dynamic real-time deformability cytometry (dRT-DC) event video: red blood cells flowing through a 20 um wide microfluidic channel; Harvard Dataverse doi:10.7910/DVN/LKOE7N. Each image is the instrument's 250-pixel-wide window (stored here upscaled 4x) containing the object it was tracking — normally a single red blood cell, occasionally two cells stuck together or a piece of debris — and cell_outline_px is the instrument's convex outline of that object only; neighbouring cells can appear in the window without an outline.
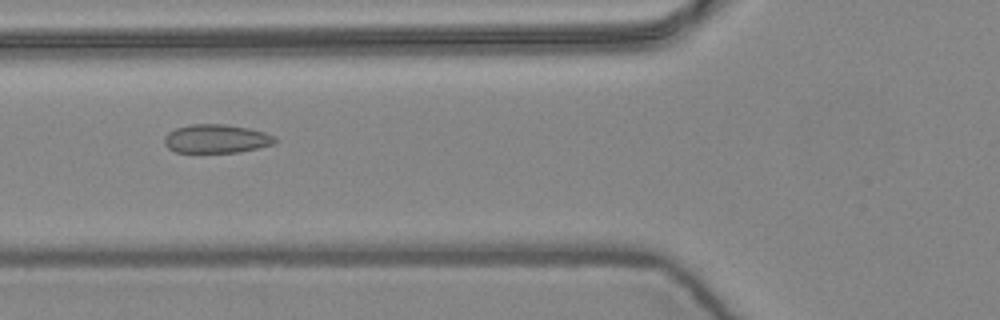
{"species": "common noctule bat (a hibernating species)", "species_latin": "Nyctalus noctula", "temperature_condition": "warm", "stored_images_in_passage": 5, "camera_frame_rate_fps": 3000, "um_per_image_px": 0.085, "animal": {"sex": "female", "body_mass_g": 24.6, "forearm_length_mm": 56.2}, "frame": {"image": 1, "passage_image": 2, "time_ms": 0.333, "image_size_px": [1000, 320], "cell_outline_px": [[280, 140], [276, 144], [240, 152], [176, 152], [168, 148], [164, 144], [164, 136], [168, 132], [176, 128], [192, 124], [224, 124], [248, 128], [264, 132], [276, 136]], "centroid_in_image_um": [18.43, 11.79], "position_along_channel_um": 107.4, "area_um2": 18.67}}
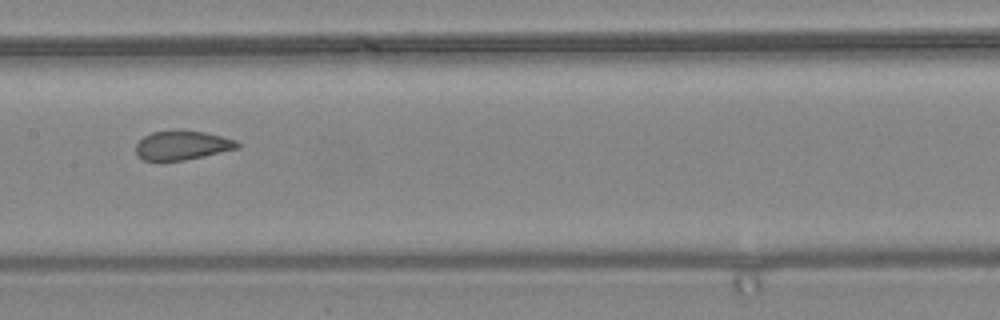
{"frame": {"image": 2, "passage_image": 4, "time_ms": 1.0, "image_size_px": [1000, 320], "cell_outline_px": [[240, 148], [204, 156], [184, 160], [144, 160], [136, 152], [136, 144], [144, 136], [152, 132], [180, 128], [204, 132], [236, 140], [240, 144]], "centroid_in_image_um": [15.51, 12.32], "position_along_channel_um": 191.9, "area_um2": 17.4}}
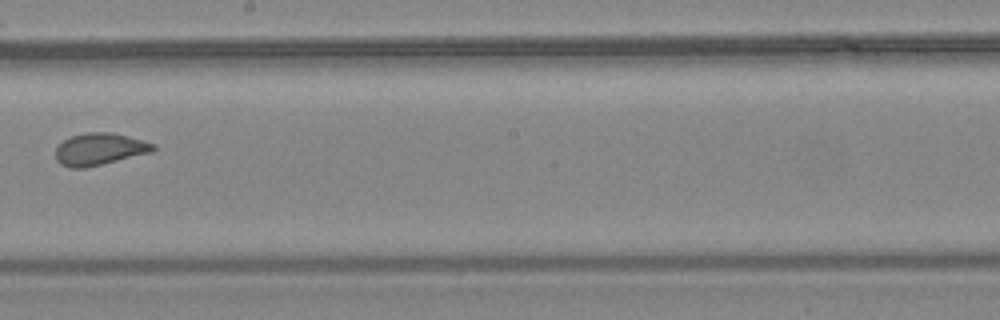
{"frame": {"image": 3, "passage_image": 5, "time_ms": 1.333, "image_size_px": [1000, 320], "cell_outline_px": [[156, 148], [152, 152], [84, 168], [68, 168], [60, 164], [56, 160], [56, 148], [64, 140], [72, 136], [88, 132], [112, 132], [128, 136], [156, 144]], "centroid_in_image_um": [8.46, 12.68], "position_along_channel_um": 239.7, "area_um2": 18.15}}